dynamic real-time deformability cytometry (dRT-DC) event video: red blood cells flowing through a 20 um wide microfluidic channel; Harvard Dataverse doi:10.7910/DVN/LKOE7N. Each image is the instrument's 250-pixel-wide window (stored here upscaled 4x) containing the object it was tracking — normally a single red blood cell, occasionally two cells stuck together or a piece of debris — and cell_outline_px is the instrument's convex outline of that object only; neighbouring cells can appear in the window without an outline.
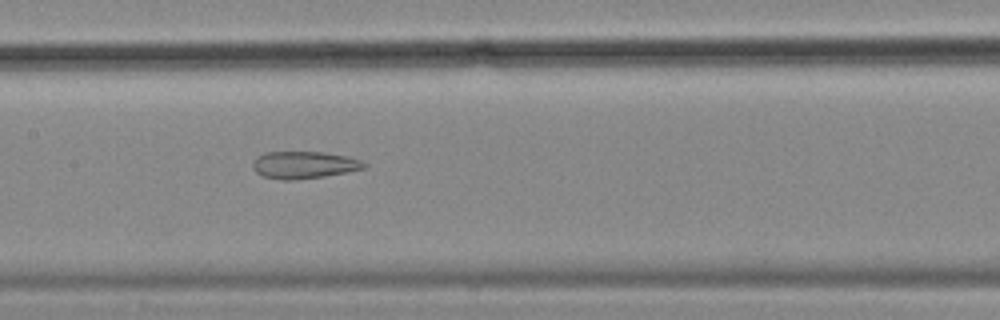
{"species": "common noctule bat (a hibernating species)", "species_latin": "Nyctalus noctula", "temperature_condition": "cold", "stored_images_in_passage": 57, "segment_of_instrument_passage": [2, 2], "camera_frame_rate_fps": 3000, "um_per_image_px": 0.085, "animal": {"sex": "female", "body_mass_g": 18.4}, "frame": {"image": 1, "passage_image": 28, "time_ms": 9.0, "image_size_px": [1000, 320], "cell_outline_px": [[368, 164], [364, 168], [324, 176], [296, 180], [280, 180], [264, 176], [256, 172], [252, 168], [252, 164], [256, 156], [264, 152], [324, 152], [348, 156], [360, 160]], "centroid_in_image_um": [25.8, 14.01], "position_along_channel_um": 181.6, "area_um2": 17.69}}
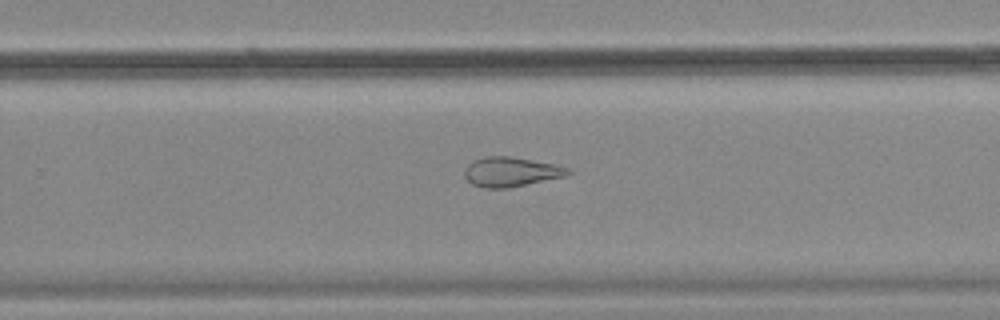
{"frame": {"image": 2, "passage_image": 37, "time_ms": 12.0, "image_size_px": [1000, 320], "cell_outline_px": [[572, 172], [568, 176], [508, 188], [484, 188], [472, 184], [464, 176], [464, 168], [472, 160], [484, 156], [512, 156], [556, 164], [568, 168]], "centroid_in_image_um": [43.44, 14.6], "position_along_channel_um": 286.4, "area_um2": 18.15}}
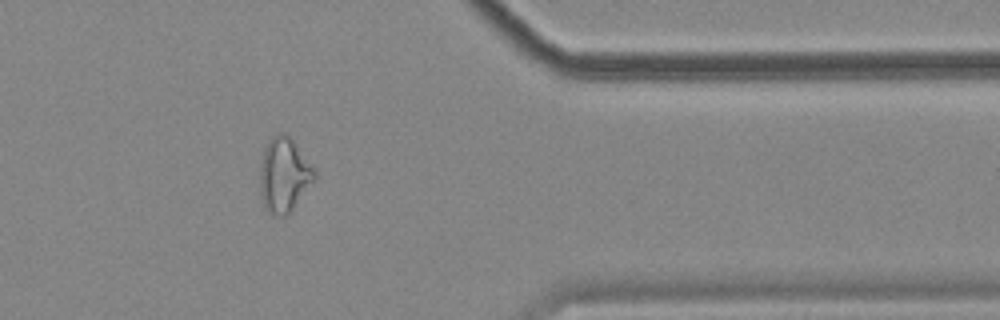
{"frame": {"image": 3, "passage_image": 47, "time_ms": 15.333, "image_size_px": [1000, 320], "cell_outline_px": [[316, 180], [292, 208], [284, 216], [272, 216], [264, 208], [260, 196], [260, 164], [264, 148], [268, 140], [272, 136], [280, 132], [288, 132], [316, 168]], "centroid_in_image_um": [24.16, 14.82], "position_along_channel_um": 387.2, "area_um2": 24.33}}